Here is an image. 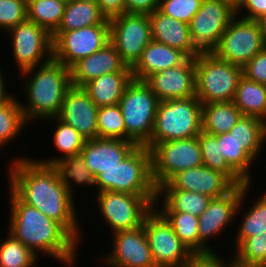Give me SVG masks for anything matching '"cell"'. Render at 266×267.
Here are the masks:
<instances>
[{
  "mask_svg": "<svg viewBox=\"0 0 266 267\" xmlns=\"http://www.w3.org/2000/svg\"><path fill=\"white\" fill-rule=\"evenodd\" d=\"M11 162L6 174L10 189L24 203L61 224L81 242L75 200L62 183L58 170L53 165L39 163L30 157H19Z\"/></svg>",
  "mask_w": 266,
  "mask_h": 267,
  "instance_id": "1",
  "label": "cell"
},
{
  "mask_svg": "<svg viewBox=\"0 0 266 267\" xmlns=\"http://www.w3.org/2000/svg\"><path fill=\"white\" fill-rule=\"evenodd\" d=\"M8 233L39 257L40 252L69 267L79 242L58 222L24 203L10 188Z\"/></svg>",
  "mask_w": 266,
  "mask_h": 267,
  "instance_id": "2",
  "label": "cell"
},
{
  "mask_svg": "<svg viewBox=\"0 0 266 267\" xmlns=\"http://www.w3.org/2000/svg\"><path fill=\"white\" fill-rule=\"evenodd\" d=\"M19 74L30 76L23 87L28 102L20 104L27 122L57 117L72 87L70 68L52 59Z\"/></svg>",
  "mask_w": 266,
  "mask_h": 267,
  "instance_id": "3",
  "label": "cell"
},
{
  "mask_svg": "<svg viewBox=\"0 0 266 267\" xmlns=\"http://www.w3.org/2000/svg\"><path fill=\"white\" fill-rule=\"evenodd\" d=\"M95 191L157 195V187L152 178L150 149L137 145L116 166L103 170L96 177Z\"/></svg>",
  "mask_w": 266,
  "mask_h": 267,
  "instance_id": "4",
  "label": "cell"
},
{
  "mask_svg": "<svg viewBox=\"0 0 266 267\" xmlns=\"http://www.w3.org/2000/svg\"><path fill=\"white\" fill-rule=\"evenodd\" d=\"M202 131V103L194 97L160 101L150 141L145 145L190 139Z\"/></svg>",
  "mask_w": 266,
  "mask_h": 267,
  "instance_id": "5",
  "label": "cell"
},
{
  "mask_svg": "<svg viewBox=\"0 0 266 267\" xmlns=\"http://www.w3.org/2000/svg\"><path fill=\"white\" fill-rule=\"evenodd\" d=\"M196 98L202 103L233 101L243 68L211 53L195 56Z\"/></svg>",
  "mask_w": 266,
  "mask_h": 267,
  "instance_id": "6",
  "label": "cell"
},
{
  "mask_svg": "<svg viewBox=\"0 0 266 267\" xmlns=\"http://www.w3.org/2000/svg\"><path fill=\"white\" fill-rule=\"evenodd\" d=\"M159 100L150 86L133 79L126 87L118 105L126 126V140L145 146L152 137Z\"/></svg>",
  "mask_w": 266,
  "mask_h": 267,
  "instance_id": "7",
  "label": "cell"
},
{
  "mask_svg": "<svg viewBox=\"0 0 266 267\" xmlns=\"http://www.w3.org/2000/svg\"><path fill=\"white\" fill-rule=\"evenodd\" d=\"M96 196L100 214L112 233L142 226L157 198V195H133L114 191H100Z\"/></svg>",
  "mask_w": 266,
  "mask_h": 267,
  "instance_id": "8",
  "label": "cell"
},
{
  "mask_svg": "<svg viewBox=\"0 0 266 267\" xmlns=\"http://www.w3.org/2000/svg\"><path fill=\"white\" fill-rule=\"evenodd\" d=\"M149 149L152 178L156 187L167 183L182 170L203 165L198 136L153 144Z\"/></svg>",
  "mask_w": 266,
  "mask_h": 267,
  "instance_id": "9",
  "label": "cell"
},
{
  "mask_svg": "<svg viewBox=\"0 0 266 267\" xmlns=\"http://www.w3.org/2000/svg\"><path fill=\"white\" fill-rule=\"evenodd\" d=\"M265 47L258 21L236 15L212 53L221 60L244 67Z\"/></svg>",
  "mask_w": 266,
  "mask_h": 267,
  "instance_id": "10",
  "label": "cell"
},
{
  "mask_svg": "<svg viewBox=\"0 0 266 267\" xmlns=\"http://www.w3.org/2000/svg\"><path fill=\"white\" fill-rule=\"evenodd\" d=\"M110 42L122 61L133 68L153 40L149 14L123 13L109 19Z\"/></svg>",
  "mask_w": 266,
  "mask_h": 267,
  "instance_id": "11",
  "label": "cell"
},
{
  "mask_svg": "<svg viewBox=\"0 0 266 267\" xmlns=\"http://www.w3.org/2000/svg\"><path fill=\"white\" fill-rule=\"evenodd\" d=\"M251 185V183L236 185L226 195L212 198L207 209L198 216L200 254L216 253L207 242L210 238L219 236L220 232L222 233L225 231L224 229L230 226L229 224H232L235 216L237 218L238 213H240L239 211L244 208L242 207L245 201L244 198Z\"/></svg>",
  "mask_w": 266,
  "mask_h": 267,
  "instance_id": "12",
  "label": "cell"
},
{
  "mask_svg": "<svg viewBox=\"0 0 266 267\" xmlns=\"http://www.w3.org/2000/svg\"><path fill=\"white\" fill-rule=\"evenodd\" d=\"M143 225L157 267H183L194 255L155 207L147 214Z\"/></svg>",
  "mask_w": 266,
  "mask_h": 267,
  "instance_id": "13",
  "label": "cell"
},
{
  "mask_svg": "<svg viewBox=\"0 0 266 267\" xmlns=\"http://www.w3.org/2000/svg\"><path fill=\"white\" fill-rule=\"evenodd\" d=\"M53 59L71 68L110 42V24H98L72 31H55Z\"/></svg>",
  "mask_w": 266,
  "mask_h": 267,
  "instance_id": "14",
  "label": "cell"
},
{
  "mask_svg": "<svg viewBox=\"0 0 266 267\" xmlns=\"http://www.w3.org/2000/svg\"><path fill=\"white\" fill-rule=\"evenodd\" d=\"M12 38V55L21 72L53 59L52 35L43 27L26 20L7 31Z\"/></svg>",
  "mask_w": 266,
  "mask_h": 267,
  "instance_id": "15",
  "label": "cell"
},
{
  "mask_svg": "<svg viewBox=\"0 0 266 267\" xmlns=\"http://www.w3.org/2000/svg\"><path fill=\"white\" fill-rule=\"evenodd\" d=\"M236 16V10L223 0H202L189 25L193 46L200 53H211Z\"/></svg>",
  "mask_w": 266,
  "mask_h": 267,
  "instance_id": "16",
  "label": "cell"
},
{
  "mask_svg": "<svg viewBox=\"0 0 266 267\" xmlns=\"http://www.w3.org/2000/svg\"><path fill=\"white\" fill-rule=\"evenodd\" d=\"M113 249L102 257L107 267H157L144 231V225L112 233Z\"/></svg>",
  "mask_w": 266,
  "mask_h": 267,
  "instance_id": "17",
  "label": "cell"
},
{
  "mask_svg": "<svg viewBox=\"0 0 266 267\" xmlns=\"http://www.w3.org/2000/svg\"><path fill=\"white\" fill-rule=\"evenodd\" d=\"M236 185L222 172L201 165L176 173L157 189H179L217 198L226 195Z\"/></svg>",
  "mask_w": 266,
  "mask_h": 267,
  "instance_id": "18",
  "label": "cell"
},
{
  "mask_svg": "<svg viewBox=\"0 0 266 267\" xmlns=\"http://www.w3.org/2000/svg\"><path fill=\"white\" fill-rule=\"evenodd\" d=\"M145 82L159 101L183 99L196 96L195 58L183 64L149 76Z\"/></svg>",
  "mask_w": 266,
  "mask_h": 267,
  "instance_id": "19",
  "label": "cell"
},
{
  "mask_svg": "<svg viewBox=\"0 0 266 267\" xmlns=\"http://www.w3.org/2000/svg\"><path fill=\"white\" fill-rule=\"evenodd\" d=\"M97 110L83 87L72 86L62 103L58 118L76 129L85 140L98 137Z\"/></svg>",
  "mask_w": 266,
  "mask_h": 267,
  "instance_id": "20",
  "label": "cell"
},
{
  "mask_svg": "<svg viewBox=\"0 0 266 267\" xmlns=\"http://www.w3.org/2000/svg\"><path fill=\"white\" fill-rule=\"evenodd\" d=\"M72 86L83 87L89 81L114 72H132L115 46L109 42L92 55L80 59L71 68Z\"/></svg>",
  "mask_w": 266,
  "mask_h": 267,
  "instance_id": "21",
  "label": "cell"
},
{
  "mask_svg": "<svg viewBox=\"0 0 266 267\" xmlns=\"http://www.w3.org/2000/svg\"><path fill=\"white\" fill-rule=\"evenodd\" d=\"M136 146L132 141L97 137L85 141L80 155L96 178L103 170L116 166Z\"/></svg>",
  "mask_w": 266,
  "mask_h": 267,
  "instance_id": "22",
  "label": "cell"
},
{
  "mask_svg": "<svg viewBox=\"0 0 266 267\" xmlns=\"http://www.w3.org/2000/svg\"><path fill=\"white\" fill-rule=\"evenodd\" d=\"M152 39L195 58L200 52L193 46L189 25L161 13L158 9L149 14Z\"/></svg>",
  "mask_w": 266,
  "mask_h": 267,
  "instance_id": "23",
  "label": "cell"
},
{
  "mask_svg": "<svg viewBox=\"0 0 266 267\" xmlns=\"http://www.w3.org/2000/svg\"><path fill=\"white\" fill-rule=\"evenodd\" d=\"M188 58L184 52L152 40L132 68L133 79L145 81L154 73L183 64Z\"/></svg>",
  "mask_w": 266,
  "mask_h": 267,
  "instance_id": "24",
  "label": "cell"
},
{
  "mask_svg": "<svg viewBox=\"0 0 266 267\" xmlns=\"http://www.w3.org/2000/svg\"><path fill=\"white\" fill-rule=\"evenodd\" d=\"M133 80L132 72H114L93 79L83 86L97 107L120 102L127 85Z\"/></svg>",
  "mask_w": 266,
  "mask_h": 267,
  "instance_id": "25",
  "label": "cell"
},
{
  "mask_svg": "<svg viewBox=\"0 0 266 267\" xmlns=\"http://www.w3.org/2000/svg\"><path fill=\"white\" fill-rule=\"evenodd\" d=\"M211 199L209 196L197 192L179 189H157L154 207L159 212H183L200 216L207 209ZM158 203H162L160 208Z\"/></svg>",
  "mask_w": 266,
  "mask_h": 267,
  "instance_id": "26",
  "label": "cell"
},
{
  "mask_svg": "<svg viewBox=\"0 0 266 267\" xmlns=\"http://www.w3.org/2000/svg\"><path fill=\"white\" fill-rule=\"evenodd\" d=\"M98 24H109L97 2L72 0L66 4L61 23L56 31H72Z\"/></svg>",
  "mask_w": 266,
  "mask_h": 267,
  "instance_id": "27",
  "label": "cell"
},
{
  "mask_svg": "<svg viewBox=\"0 0 266 267\" xmlns=\"http://www.w3.org/2000/svg\"><path fill=\"white\" fill-rule=\"evenodd\" d=\"M242 115L233 101L202 104V131L213 135L228 133Z\"/></svg>",
  "mask_w": 266,
  "mask_h": 267,
  "instance_id": "28",
  "label": "cell"
},
{
  "mask_svg": "<svg viewBox=\"0 0 266 267\" xmlns=\"http://www.w3.org/2000/svg\"><path fill=\"white\" fill-rule=\"evenodd\" d=\"M243 115L258 117L266 122V85L241 76L233 100Z\"/></svg>",
  "mask_w": 266,
  "mask_h": 267,
  "instance_id": "29",
  "label": "cell"
},
{
  "mask_svg": "<svg viewBox=\"0 0 266 267\" xmlns=\"http://www.w3.org/2000/svg\"><path fill=\"white\" fill-rule=\"evenodd\" d=\"M229 133L256 160L266 142V122L258 117L242 115Z\"/></svg>",
  "mask_w": 266,
  "mask_h": 267,
  "instance_id": "30",
  "label": "cell"
},
{
  "mask_svg": "<svg viewBox=\"0 0 266 267\" xmlns=\"http://www.w3.org/2000/svg\"><path fill=\"white\" fill-rule=\"evenodd\" d=\"M46 120H54L56 122V124H54L56 127L52 137L55 145L54 147L62 153L61 156H54V158L51 157V159L35 160L45 165H54L64 157L80 155L86 140L79 134V132L58 117H51Z\"/></svg>",
  "mask_w": 266,
  "mask_h": 267,
  "instance_id": "31",
  "label": "cell"
},
{
  "mask_svg": "<svg viewBox=\"0 0 266 267\" xmlns=\"http://www.w3.org/2000/svg\"><path fill=\"white\" fill-rule=\"evenodd\" d=\"M66 4L62 0H27V20L35 22L52 35L61 23Z\"/></svg>",
  "mask_w": 266,
  "mask_h": 267,
  "instance_id": "32",
  "label": "cell"
},
{
  "mask_svg": "<svg viewBox=\"0 0 266 267\" xmlns=\"http://www.w3.org/2000/svg\"><path fill=\"white\" fill-rule=\"evenodd\" d=\"M198 138L201 147L203 165L222 172L235 185L247 184V182L228 164L225 157L220 155V144H218L217 135L201 131Z\"/></svg>",
  "mask_w": 266,
  "mask_h": 267,
  "instance_id": "33",
  "label": "cell"
},
{
  "mask_svg": "<svg viewBox=\"0 0 266 267\" xmlns=\"http://www.w3.org/2000/svg\"><path fill=\"white\" fill-rule=\"evenodd\" d=\"M53 166L58 170L62 183L68 188L73 197L74 190L72 189L75 185L84 186V188L85 185L96 187V178L87 168L81 155L64 157Z\"/></svg>",
  "mask_w": 266,
  "mask_h": 267,
  "instance_id": "34",
  "label": "cell"
},
{
  "mask_svg": "<svg viewBox=\"0 0 266 267\" xmlns=\"http://www.w3.org/2000/svg\"><path fill=\"white\" fill-rule=\"evenodd\" d=\"M220 144V155L225 157L228 164L247 182L252 183L250 166L255 159L242 147L239 141L229 132L217 135Z\"/></svg>",
  "mask_w": 266,
  "mask_h": 267,
  "instance_id": "35",
  "label": "cell"
},
{
  "mask_svg": "<svg viewBox=\"0 0 266 267\" xmlns=\"http://www.w3.org/2000/svg\"><path fill=\"white\" fill-rule=\"evenodd\" d=\"M15 96L13 95L7 102L0 105V148L16 140L20 132L28 125L20 105L21 102Z\"/></svg>",
  "mask_w": 266,
  "mask_h": 267,
  "instance_id": "36",
  "label": "cell"
},
{
  "mask_svg": "<svg viewBox=\"0 0 266 267\" xmlns=\"http://www.w3.org/2000/svg\"><path fill=\"white\" fill-rule=\"evenodd\" d=\"M171 224L181 242L193 253L200 254L198 216L183 212H160Z\"/></svg>",
  "mask_w": 266,
  "mask_h": 267,
  "instance_id": "37",
  "label": "cell"
},
{
  "mask_svg": "<svg viewBox=\"0 0 266 267\" xmlns=\"http://www.w3.org/2000/svg\"><path fill=\"white\" fill-rule=\"evenodd\" d=\"M247 213L242 218V223L237 230V236L234 240L236 249L247 238L266 233V192L257 198Z\"/></svg>",
  "mask_w": 266,
  "mask_h": 267,
  "instance_id": "38",
  "label": "cell"
},
{
  "mask_svg": "<svg viewBox=\"0 0 266 267\" xmlns=\"http://www.w3.org/2000/svg\"><path fill=\"white\" fill-rule=\"evenodd\" d=\"M37 260L38 256L9 233L0 243V267H36Z\"/></svg>",
  "mask_w": 266,
  "mask_h": 267,
  "instance_id": "39",
  "label": "cell"
},
{
  "mask_svg": "<svg viewBox=\"0 0 266 267\" xmlns=\"http://www.w3.org/2000/svg\"><path fill=\"white\" fill-rule=\"evenodd\" d=\"M231 259L243 267H264L266 265V233L257 234L244 240L235 250Z\"/></svg>",
  "mask_w": 266,
  "mask_h": 267,
  "instance_id": "40",
  "label": "cell"
},
{
  "mask_svg": "<svg viewBox=\"0 0 266 267\" xmlns=\"http://www.w3.org/2000/svg\"><path fill=\"white\" fill-rule=\"evenodd\" d=\"M97 116L99 138L126 140V126L118 104L98 107Z\"/></svg>",
  "mask_w": 266,
  "mask_h": 267,
  "instance_id": "41",
  "label": "cell"
},
{
  "mask_svg": "<svg viewBox=\"0 0 266 267\" xmlns=\"http://www.w3.org/2000/svg\"><path fill=\"white\" fill-rule=\"evenodd\" d=\"M202 0H159L158 10L166 16L189 24Z\"/></svg>",
  "mask_w": 266,
  "mask_h": 267,
  "instance_id": "42",
  "label": "cell"
},
{
  "mask_svg": "<svg viewBox=\"0 0 266 267\" xmlns=\"http://www.w3.org/2000/svg\"><path fill=\"white\" fill-rule=\"evenodd\" d=\"M27 20V0H0V30L7 32Z\"/></svg>",
  "mask_w": 266,
  "mask_h": 267,
  "instance_id": "43",
  "label": "cell"
},
{
  "mask_svg": "<svg viewBox=\"0 0 266 267\" xmlns=\"http://www.w3.org/2000/svg\"><path fill=\"white\" fill-rule=\"evenodd\" d=\"M242 68L245 77L266 85V47Z\"/></svg>",
  "mask_w": 266,
  "mask_h": 267,
  "instance_id": "44",
  "label": "cell"
},
{
  "mask_svg": "<svg viewBox=\"0 0 266 267\" xmlns=\"http://www.w3.org/2000/svg\"><path fill=\"white\" fill-rule=\"evenodd\" d=\"M229 262L217 253L194 254L183 267H227Z\"/></svg>",
  "mask_w": 266,
  "mask_h": 267,
  "instance_id": "45",
  "label": "cell"
},
{
  "mask_svg": "<svg viewBox=\"0 0 266 267\" xmlns=\"http://www.w3.org/2000/svg\"><path fill=\"white\" fill-rule=\"evenodd\" d=\"M244 11H247L248 14L246 12L242 13ZM238 14L240 17L242 16V18L257 21L262 16L266 15V0H244L241 6L236 10V15Z\"/></svg>",
  "mask_w": 266,
  "mask_h": 267,
  "instance_id": "46",
  "label": "cell"
},
{
  "mask_svg": "<svg viewBox=\"0 0 266 267\" xmlns=\"http://www.w3.org/2000/svg\"><path fill=\"white\" fill-rule=\"evenodd\" d=\"M125 13L151 14L158 9L159 0H124Z\"/></svg>",
  "mask_w": 266,
  "mask_h": 267,
  "instance_id": "47",
  "label": "cell"
},
{
  "mask_svg": "<svg viewBox=\"0 0 266 267\" xmlns=\"http://www.w3.org/2000/svg\"><path fill=\"white\" fill-rule=\"evenodd\" d=\"M97 4L107 19L125 13L124 0H97Z\"/></svg>",
  "mask_w": 266,
  "mask_h": 267,
  "instance_id": "48",
  "label": "cell"
},
{
  "mask_svg": "<svg viewBox=\"0 0 266 267\" xmlns=\"http://www.w3.org/2000/svg\"><path fill=\"white\" fill-rule=\"evenodd\" d=\"M2 70L0 69V105L7 102L14 94L7 92Z\"/></svg>",
  "mask_w": 266,
  "mask_h": 267,
  "instance_id": "49",
  "label": "cell"
},
{
  "mask_svg": "<svg viewBox=\"0 0 266 267\" xmlns=\"http://www.w3.org/2000/svg\"><path fill=\"white\" fill-rule=\"evenodd\" d=\"M260 28H261V32L263 34V38H264V42L266 44V15L262 16L260 19L257 20Z\"/></svg>",
  "mask_w": 266,
  "mask_h": 267,
  "instance_id": "50",
  "label": "cell"
},
{
  "mask_svg": "<svg viewBox=\"0 0 266 267\" xmlns=\"http://www.w3.org/2000/svg\"><path fill=\"white\" fill-rule=\"evenodd\" d=\"M227 4H230L235 10H237L241 4L243 3L244 0H223Z\"/></svg>",
  "mask_w": 266,
  "mask_h": 267,
  "instance_id": "51",
  "label": "cell"
},
{
  "mask_svg": "<svg viewBox=\"0 0 266 267\" xmlns=\"http://www.w3.org/2000/svg\"><path fill=\"white\" fill-rule=\"evenodd\" d=\"M227 267H243V266H239V265L235 264L232 260H230Z\"/></svg>",
  "mask_w": 266,
  "mask_h": 267,
  "instance_id": "52",
  "label": "cell"
},
{
  "mask_svg": "<svg viewBox=\"0 0 266 267\" xmlns=\"http://www.w3.org/2000/svg\"><path fill=\"white\" fill-rule=\"evenodd\" d=\"M62 1L68 3V2H71L72 0H62Z\"/></svg>",
  "mask_w": 266,
  "mask_h": 267,
  "instance_id": "53",
  "label": "cell"
},
{
  "mask_svg": "<svg viewBox=\"0 0 266 267\" xmlns=\"http://www.w3.org/2000/svg\"><path fill=\"white\" fill-rule=\"evenodd\" d=\"M84 1L97 2V0H84Z\"/></svg>",
  "mask_w": 266,
  "mask_h": 267,
  "instance_id": "54",
  "label": "cell"
}]
</instances>
